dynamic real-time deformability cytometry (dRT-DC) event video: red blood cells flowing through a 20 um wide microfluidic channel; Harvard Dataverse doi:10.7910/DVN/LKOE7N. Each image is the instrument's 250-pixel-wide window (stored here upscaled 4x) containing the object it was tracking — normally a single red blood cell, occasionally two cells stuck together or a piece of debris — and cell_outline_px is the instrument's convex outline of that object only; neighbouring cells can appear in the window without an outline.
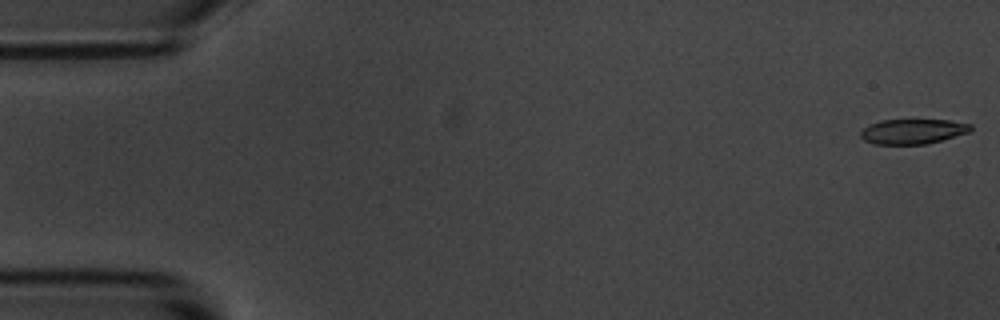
{"species": "common noctule bat (a hibernating species)", "species_latin": "Nyctalus noctula", "temperature_condition": "room temperature", "stored_images_in_passage": 4, "camera_frame_rate_fps": 3000, "um_per_image_px": 0.085, "animal": {"sex": "male", "body_mass_g": 20.1, "forearm_length_mm": 53.5}, "frame": {"image": 1, "passage_image": 1, "time_ms": 0.0, "image_size_px": [1000, 320], "cell_outline_px": [[972, 128], [968, 132], [928, 144], [876, 144], [864, 140], [860, 136], [860, 132], [864, 128], [880, 120], [948, 120], [972, 124]], "centroid_in_image_um": [77.59, 11.17], "position_along_channel_um": 7.4, "area_um2": 15.84}}
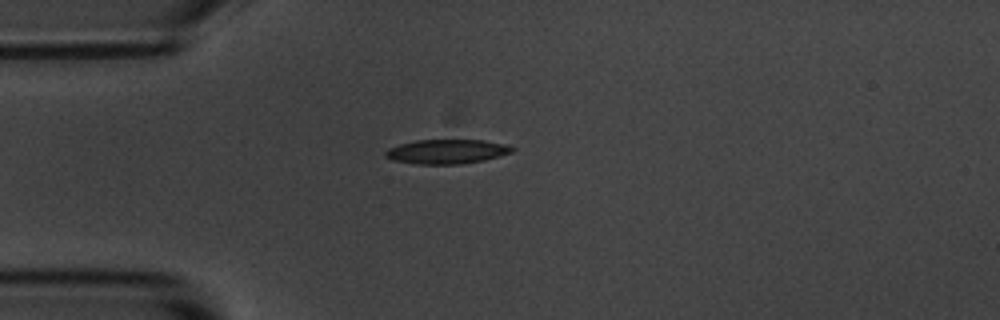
{"frame": {"image": 2, "passage_image": 4, "time_ms": 4.333, "image_size_px": [1000, 320], "cell_outline_px": [[516, 148], [512, 152], [500, 156], [484, 160], [460, 164], [416, 164], [392, 160], [384, 156], [384, 152], [388, 148], [400, 144], [416, 140], [484, 140], [504, 144]], "centroid_in_image_um": [37.96, 12.88], "position_along_channel_um": 47.0, "area_um2": 18.03}}